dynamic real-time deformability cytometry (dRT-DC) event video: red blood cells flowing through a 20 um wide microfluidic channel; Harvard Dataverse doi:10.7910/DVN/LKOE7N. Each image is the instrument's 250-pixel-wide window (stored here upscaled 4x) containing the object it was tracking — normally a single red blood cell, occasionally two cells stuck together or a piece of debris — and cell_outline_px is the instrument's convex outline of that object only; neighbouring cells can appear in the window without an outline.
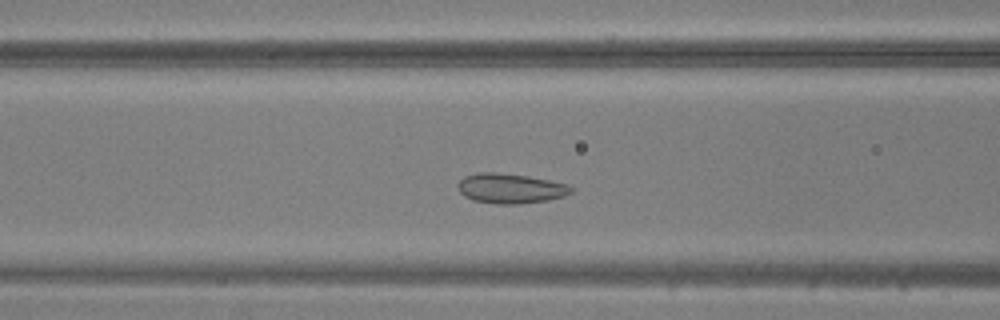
{"species": "common noctule bat (a hibernating species)", "species_latin": "Nyctalus noctula", "temperature_condition": "warm", "stored_images_in_passage": 36, "camera_frame_rate_fps": 3000, "um_per_image_px": 0.085, "animal": {"sex": "male", "body_mass_g": 20.5, "forearm_length_mm": 52.5}, "frame": {"image": 1, "passage_image": 7, "time_ms": 2.0, "image_size_px": [1000, 320], "cell_outline_px": [[572, 192], [564, 196], [548, 200], [520, 204], [496, 204], [472, 200], [464, 196], [460, 192], [456, 184], [464, 176], [480, 172], [496, 172], [528, 176], [568, 184], [572, 188]], "centroid_in_image_um": [43.36, 16.02], "position_along_channel_um": 123.2, "area_um2": 19.83}}
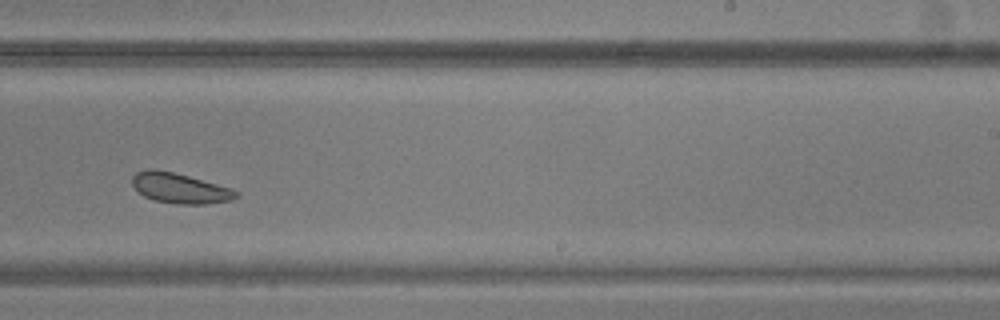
{"frame": {"image": 2, "passage_image": 18, "time_ms": 5.667, "image_size_px": [1000, 320], "cell_outline_px": [[240, 196], [232, 200], [208, 204], [176, 204], [152, 200], [144, 196], [132, 184], [132, 176], [136, 172], [152, 168], [172, 172], [188, 176], [232, 188], [240, 192]], "centroid_in_image_um": [15.33, 16.01], "position_along_channel_um": 273.7, "area_um2": 18.38}}
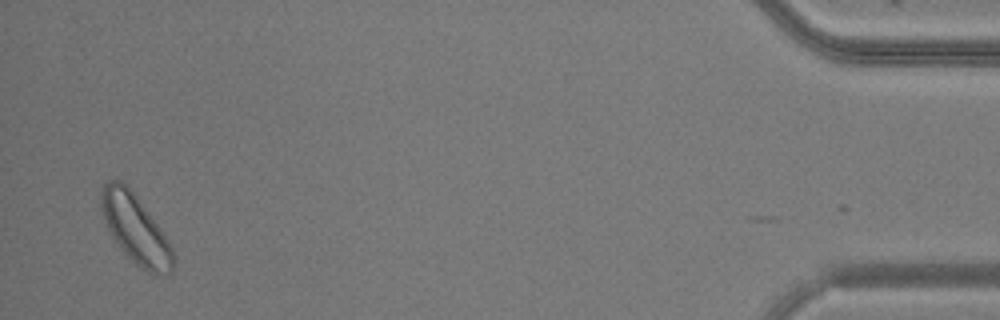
{"frame": {"image": 3, "passage_image": 35, "time_ms": 11.333, "image_size_px": [1000, 320], "cell_outline_px": [[176, 260], [172, 272], [168, 276], [156, 276], [148, 272], [132, 260], [124, 252], [112, 236], [104, 220], [100, 208], [100, 188], [108, 180], [120, 180], [136, 196], [160, 228], [172, 248]], "centroid_in_image_um": [11.53, 19.5], "position_along_channel_um": 423.7, "area_um2": 28.73}}